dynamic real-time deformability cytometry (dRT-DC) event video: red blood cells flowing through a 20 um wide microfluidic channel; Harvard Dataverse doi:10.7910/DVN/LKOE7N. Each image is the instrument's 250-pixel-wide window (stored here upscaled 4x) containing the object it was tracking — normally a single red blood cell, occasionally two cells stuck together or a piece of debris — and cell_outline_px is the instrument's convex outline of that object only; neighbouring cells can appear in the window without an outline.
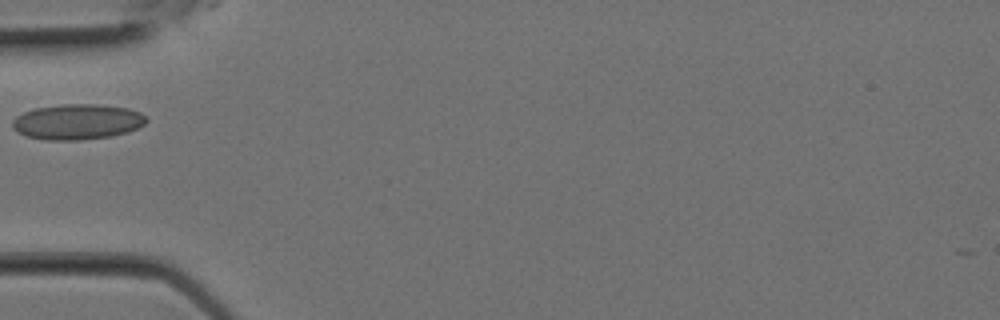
{"species": "Egyptian fruit bat (a non-hibernating species)", "species_latin": "Rousettus aegyptiacus", "temperature_condition": "room temperature", "stored_images_in_passage": 1, "camera_frame_rate_fps": 3000, "um_per_image_px": 0.085, "animal": {"sex": "female"}, "frame": {"image": 1, "passage_image": 1, "time_ms": 0.0, "image_size_px": [1000, 320], "cell_outline_px": [[148, 120], [144, 124], [128, 132], [108, 136], [80, 140], [44, 140], [28, 136], [16, 132], [12, 128], [12, 120], [16, 116], [24, 112], [36, 108], [60, 104], [96, 104], [128, 108], [140, 112]], "centroid_in_image_um": [6.54, 10.35], "position_along_channel_um": 78.5, "area_um2": 27.63}}